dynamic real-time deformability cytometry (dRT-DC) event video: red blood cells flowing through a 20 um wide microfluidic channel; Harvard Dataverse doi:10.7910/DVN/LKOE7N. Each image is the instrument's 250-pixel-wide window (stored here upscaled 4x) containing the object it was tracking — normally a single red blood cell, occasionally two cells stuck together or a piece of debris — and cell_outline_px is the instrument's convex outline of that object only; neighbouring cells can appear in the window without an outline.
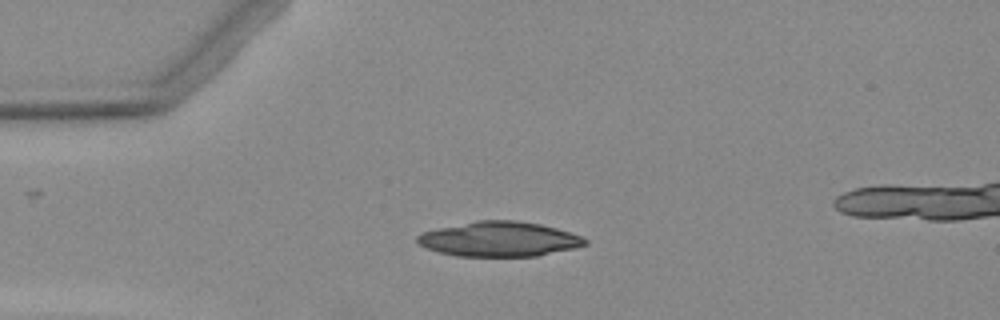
{"species": "Egyptian fruit bat (a non-hibernating species)", "species_latin": "Rousettus aegyptiacus", "temperature_condition": "warm", "stored_images_in_passage": 2, "camera_frame_rate_fps": 3000, "um_per_image_px": 0.085, "animal": {"sex": "female"}, "frame": {"image": 1, "passage_image": 1, "time_ms": 0.0, "image_size_px": [1000, 320], "cell_outline_px": [[588, 244], [576, 248], [536, 256], [456, 256], [440, 252], [428, 248], [420, 244], [416, 240], [416, 236], [420, 232], [436, 228], [476, 220], [516, 220], [540, 224], [556, 228], [584, 236], [588, 240]], "centroid_in_image_um": [42.46, 20.31], "position_along_channel_um": 42.5, "area_um2": 34.28}}